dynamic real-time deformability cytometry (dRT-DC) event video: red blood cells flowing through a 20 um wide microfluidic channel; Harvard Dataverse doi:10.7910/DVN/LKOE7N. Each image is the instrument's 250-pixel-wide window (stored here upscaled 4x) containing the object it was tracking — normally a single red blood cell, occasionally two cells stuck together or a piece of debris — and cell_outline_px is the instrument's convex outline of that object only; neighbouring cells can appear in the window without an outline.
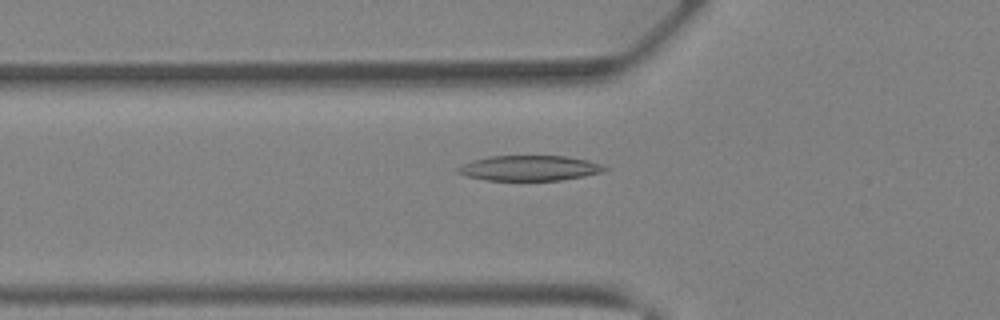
{"species": "Egyptian fruit bat (a non-hibernating species)", "species_latin": "Rousettus aegyptiacus", "temperature_condition": "warm", "stored_images_in_passage": 41, "camera_frame_rate_fps": 3000, "um_per_image_px": 0.085, "animal": {"sex": "female"}, "frame": {"image": 1, "passage_image": 15, "time_ms": 4.667, "image_size_px": [1000, 320], "cell_outline_px": [[608, 168], [604, 172], [584, 176], [560, 180], [484, 180], [468, 176], [456, 172], [456, 168], [472, 160], [492, 156], [564, 156], [588, 160], [600, 164]], "centroid_in_image_um": [45.01, 14.29], "position_along_channel_um": 80.8, "area_um2": 21.44}}
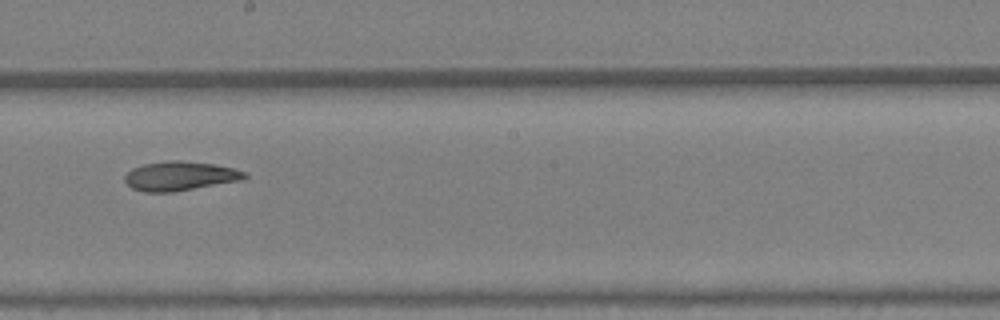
{"frame": {"image": 2, "passage_image": 24, "time_ms": 7.667, "image_size_px": [1000, 320], "cell_outline_px": [[248, 176], [244, 180], [172, 192], [144, 192], [132, 188], [124, 180], [124, 176], [132, 168], [144, 164], [168, 160], [180, 160], [212, 164], [232, 168], [244, 172]], "centroid_in_image_um": [15.28, 14.96], "position_along_channel_um": 232.9, "area_um2": 20.35}}
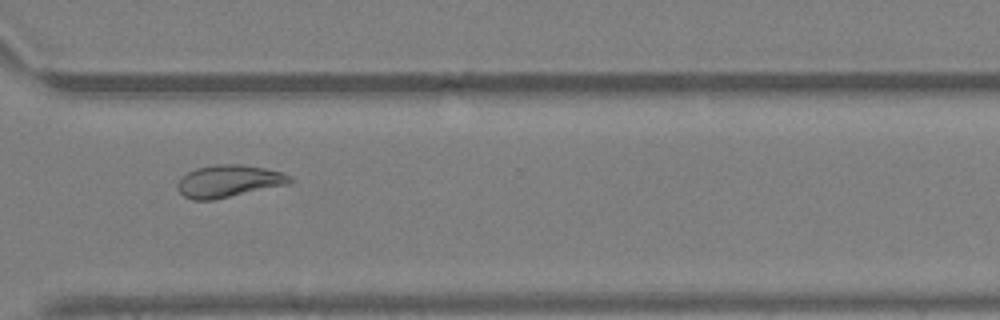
{"frame": {"image": 3, "passage_image": 31, "time_ms": 10.0, "image_size_px": [1000, 320], "cell_outline_px": [[292, 184], [212, 200], [192, 200], [184, 196], [176, 188], [176, 184], [188, 172], [196, 168], [216, 164], [240, 164], [264, 168], [284, 172], [292, 176]], "centroid_in_image_um": [19.49, 15.4], "position_along_channel_um": 351.1, "area_um2": 21.33}}